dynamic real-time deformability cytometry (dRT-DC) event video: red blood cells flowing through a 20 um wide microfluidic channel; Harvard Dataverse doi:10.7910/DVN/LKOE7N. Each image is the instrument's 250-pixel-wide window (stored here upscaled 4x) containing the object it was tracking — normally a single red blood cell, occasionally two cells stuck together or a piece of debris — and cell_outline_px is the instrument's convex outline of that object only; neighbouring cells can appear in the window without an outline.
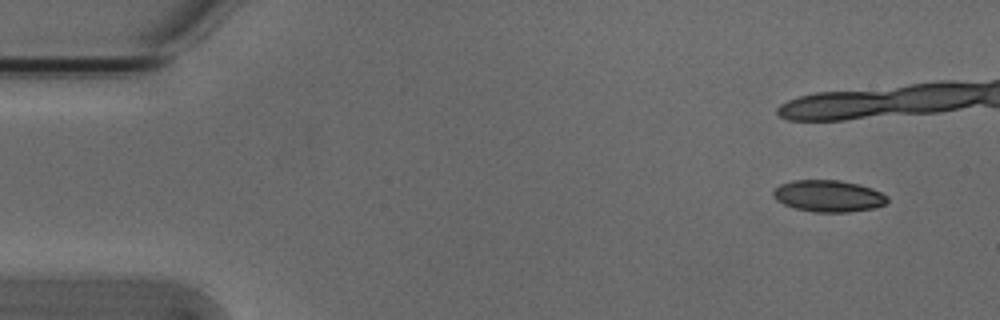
{"species": "Egyptian fruit bat (a non-hibernating species)", "species_latin": "Rousettus aegyptiacus", "temperature_condition": "cold", "stored_images_in_passage": 5, "camera_frame_rate_fps": 3000, "um_per_image_px": 0.085, "animal": {"sex": "male"}, "frame": {"image": 1, "passage_image": 1, "time_ms": 0.0, "image_size_px": [1000, 320], "cell_outline_px": [[888, 200], [884, 204], [872, 208], [848, 212], [812, 212], [796, 208], [784, 204], [776, 200], [772, 196], [772, 192], [780, 184], [792, 180], [840, 180], [860, 184], [872, 188], [888, 196]], "centroid_in_image_um": [70.4, 16.65], "position_along_channel_um": 14.6, "area_um2": 21.1}}